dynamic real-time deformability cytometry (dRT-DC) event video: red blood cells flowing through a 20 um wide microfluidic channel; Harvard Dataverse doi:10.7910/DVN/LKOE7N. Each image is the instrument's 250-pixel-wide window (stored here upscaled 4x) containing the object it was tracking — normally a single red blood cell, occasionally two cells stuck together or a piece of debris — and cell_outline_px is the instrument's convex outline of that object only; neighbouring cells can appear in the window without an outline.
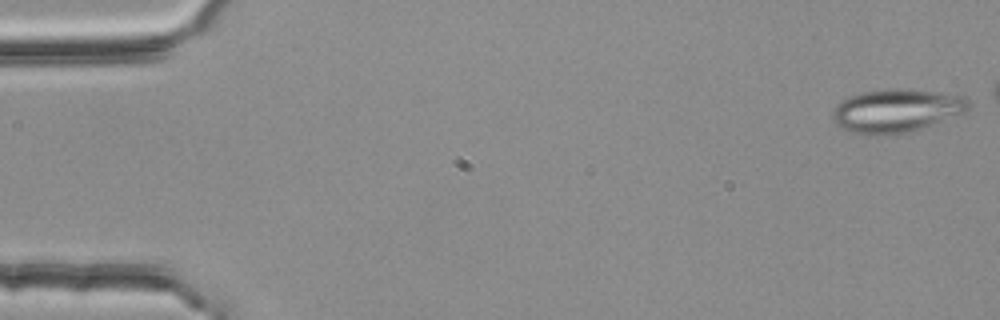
{"species": "common noctule bat (a hibernating species)", "species_latin": "Nyctalus noctula", "temperature_condition": "room temperature", "stored_images_in_passage": 48, "segment_of_instrument_passage": [1, 2], "camera_frame_rate_fps": 3000, "um_per_image_px": 0.085, "animal": {"sex": "female", "body_mass_g": 25.1}, "frame": {"image": 1, "passage_image": 1, "time_ms": 0.0, "image_size_px": [1000, 320], "cell_outline_px": [[972, 104], [964, 112], [920, 128], [908, 132], [848, 132], [840, 128], [832, 120], [832, 112], [836, 104], [840, 100], [848, 96], [860, 92], [892, 88], [908, 88], [964, 96]], "centroid_in_image_um": [76.15, 9.35], "position_along_channel_um": 8.8, "area_um2": 33.7}}